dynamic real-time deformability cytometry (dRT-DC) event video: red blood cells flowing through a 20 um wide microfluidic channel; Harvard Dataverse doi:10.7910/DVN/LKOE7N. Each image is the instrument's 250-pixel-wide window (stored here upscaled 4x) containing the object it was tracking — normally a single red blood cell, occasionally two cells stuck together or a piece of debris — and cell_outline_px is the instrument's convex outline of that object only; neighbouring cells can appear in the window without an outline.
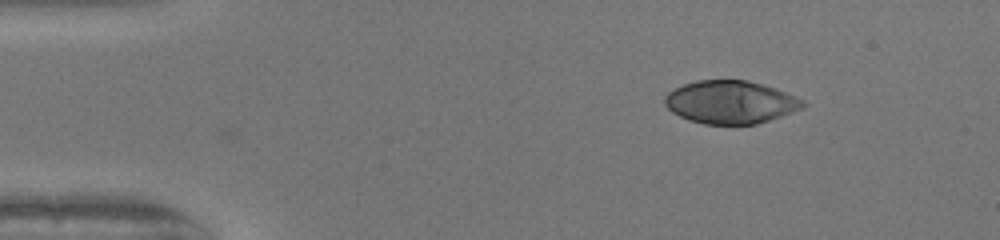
{"species": "human", "species_latin": "Homo sapiens", "temperature_condition": "warm", "stored_images_in_passage": 44, "camera_frame_rate_fps": 3000, "um_per_image_px": 0.085, "donor": {"sex": "female"}, "frame": {"image": 1, "passage_image": 1, "time_ms": 0.0, "image_size_px": [1000, 240], "cell_outline_px": [[808, 104], [792, 112], [756, 124], [704, 124], [688, 120], [672, 112], [664, 104], [664, 96], [668, 92], [684, 84], [696, 80], [748, 80], [776, 88], [796, 96], [804, 100]], "centroid_in_image_um": [62.08, 8.67], "position_along_channel_um": 22.9, "area_um2": 34.56}}
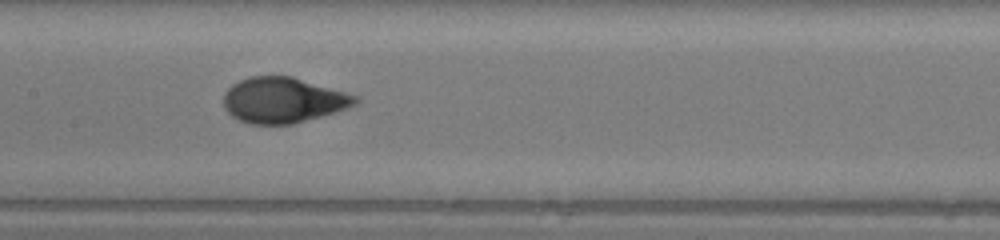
{"frame": {"image": 2, "passage_image": 19, "time_ms": 6.0, "image_size_px": [1000, 240], "cell_outline_px": [[360, 100], [356, 104], [320, 116], [292, 124], [248, 124], [232, 116], [224, 108], [224, 92], [232, 84], [240, 80], [252, 76], [292, 76], [360, 96]], "centroid_in_image_um": [24.05, 8.5], "position_along_channel_um": 183.3, "area_um2": 34.8}}
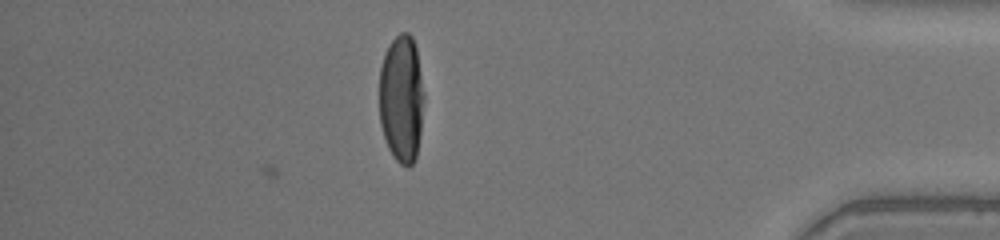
{"frame": {"image": 3, "passage_image": 38, "time_ms": 12.333, "image_size_px": [1000, 240], "cell_outline_px": [[424, 96], [420, 132], [416, 160], [408, 168], [400, 164], [392, 156], [388, 148], [380, 124], [380, 68], [388, 44], [400, 32], [408, 32], [412, 36], [416, 48], [424, 92]], "centroid_in_image_um": [34.13, 8.4], "position_along_channel_um": 401.1, "area_um2": 33.47}, "authors_computed_cell_mechanics": {"area_um2": 34.8245, "velocity_mm_per_s": 4.0982, "shape_relaxation_time_tau1_ms": 4.775, "shape_relaxation_time_tau2_ms": null, "deformation_change_tau1": 0.2801, "deformation_change_tau2": null}}